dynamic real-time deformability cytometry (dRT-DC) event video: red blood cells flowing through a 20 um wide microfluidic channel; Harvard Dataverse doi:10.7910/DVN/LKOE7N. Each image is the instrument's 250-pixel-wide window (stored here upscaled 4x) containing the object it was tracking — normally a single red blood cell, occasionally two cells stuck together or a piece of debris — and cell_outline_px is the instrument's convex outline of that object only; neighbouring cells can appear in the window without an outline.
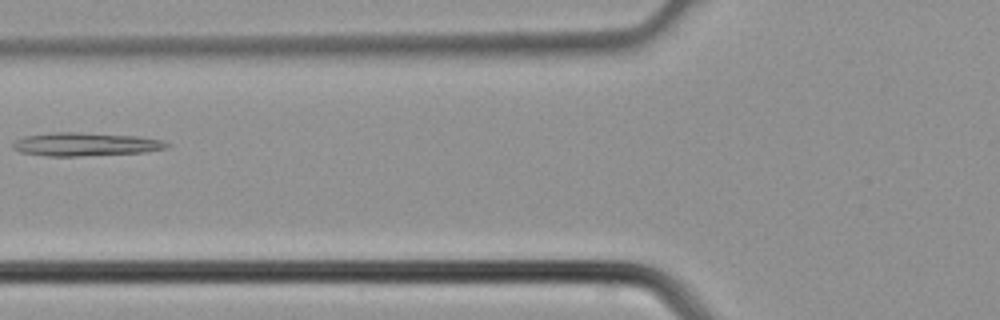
{"species": "common noctule bat (a hibernating species)", "species_latin": "Nyctalus noctula", "temperature_condition": "cold", "stored_images_in_passage": 4, "camera_frame_rate_fps": 3000, "um_per_image_px": 0.085, "animal": {"sex": "male", "body_mass_g": 21.5, "forearm_length_mm": 52.0}, "frame": {"image": 1, "passage_image": 4, "time_ms": 1.0, "image_size_px": [1000, 320], "cell_outline_px": [[172, 144], [168, 148], [144, 152], [80, 156], [44, 156], [20, 152], [12, 148], [12, 144], [16, 140], [24, 136], [52, 132], [76, 132], [140, 136], [164, 140]], "centroid_in_image_um": [7.29, 12.26], "position_along_channel_um": 118.5, "area_um2": 21.21}}